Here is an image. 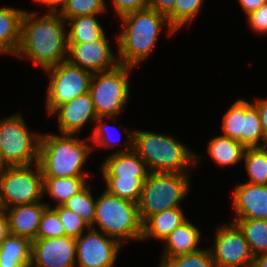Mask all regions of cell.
<instances>
[{"label":"cell","mask_w":267,"mask_h":267,"mask_svg":"<svg viewBox=\"0 0 267 267\" xmlns=\"http://www.w3.org/2000/svg\"><path fill=\"white\" fill-rule=\"evenodd\" d=\"M25 11L20 45L14 56L30 59L45 70L67 59V22L59 13Z\"/></svg>","instance_id":"6da1fadb"},{"label":"cell","mask_w":267,"mask_h":267,"mask_svg":"<svg viewBox=\"0 0 267 267\" xmlns=\"http://www.w3.org/2000/svg\"><path fill=\"white\" fill-rule=\"evenodd\" d=\"M121 33L117 36V56L121 65L136 67L147 59L155 45L162 26L168 25V35L176 31L170 26L167 17L149 7L128 13L119 18Z\"/></svg>","instance_id":"7a4b0ae2"},{"label":"cell","mask_w":267,"mask_h":267,"mask_svg":"<svg viewBox=\"0 0 267 267\" xmlns=\"http://www.w3.org/2000/svg\"><path fill=\"white\" fill-rule=\"evenodd\" d=\"M128 138L121 149L107 155L101 165L102 176L109 193L138 203L143 183L150 171L143 159L133 150L134 131L123 128ZM124 144V145H123Z\"/></svg>","instance_id":"3957f363"},{"label":"cell","mask_w":267,"mask_h":267,"mask_svg":"<svg viewBox=\"0 0 267 267\" xmlns=\"http://www.w3.org/2000/svg\"><path fill=\"white\" fill-rule=\"evenodd\" d=\"M171 135L134 130L133 150L150 172L189 173L202 156L191 151Z\"/></svg>","instance_id":"277c9868"},{"label":"cell","mask_w":267,"mask_h":267,"mask_svg":"<svg viewBox=\"0 0 267 267\" xmlns=\"http://www.w3.org/2000/svg\"><path fill=\"white\" fill-rule=\"evenodd\" d=\"M94 148L75 134H41L38 164L43 177L89 176L82 169Z\"/></svg>","instance_id":"5b68a950"},{"label":"cell","mask_w":267,"mask_h":267,"mask_svg":"<svg viewBox=\"0 0 267 267\" xmlns=\"http://www.w3.org/2000/svg\"><path fill=\"white\" fill-rule=\"evenodd\" d=\"M100 195L96 198L95 218L90 228L95 229L98 226V231L121 244L129 239L142 241L143 222L139 215L138 203L122 199L107 190Z\"/></svg>","instance_id":"8992f818"},{"label":"cell","mask_w":267,"mask_h":267,"mask_svg":"<svg viewBox=\"0 0 267 267\" xmlns=\"http://www.w3.org/2000/svg\"><path fill=\"white\" fill-rule=\"evenodd\" d=\"M189 176V173L150 172L138 202L142 222L157 212L180 207L190 190Z\"/></svg>","instance_id":"52a82bcc"},{"label":"cell","mask_w":267,"mask_h":267,"mask_svg":"<svg viewBox=\"0 0 267 267\" xmlns=\"http://www.w3.org/2000/svg\"><path fill=\"white\" fill-rule=\"evenodd\" d=\"M28 128L20 112L0 120L1 167L38 163L41 134Z\"/></svg>","instance_id":"ba28073f"},{"label":"cell","mask_w":267,"mask_h":267,"mask_svg":"<svg viewBox=\"0 0 267 267\" xmlns=\"http://www.w3.org/2000/svg\"><path fill=\"white\" fill-rule=\"evenodd\" d=\"M133 68L119 64L112 70L93 73L89 93L98 117L116 121L129 99L128 79Z\"/></svg>","instance_id":"9c48e42d"},{"label":"cell","mask_w":267,"mask_h":267,"mask_svg":"<svg viewBox=\"0 0 267 267\" xmlns=\"http://www.w3.org/2000/svg\"><path fill=\"white\" fill-rule=\"evenodd\" d=\"M33 167H0V208L43 202L42 171L38 163Z\"/></svg>","instance_id":"30bf717a"},{"label":"cell","mask_w":267,"mask_h":267,"mask_svg":"<svg viewBox=\"0 0 267 267\" xmlns=\"http://www.w3.org/2000/svg\"><path fill=\"white\" fill-rule=\"evenodd\" d=\"M49 76L46 93V111L50 115L58 106L89 92L93 73L73 66L67 61L45 69Z\"/></svg>","instance_id":"8fae6325"},{"label":"cell","mask_w":267,"mask_h":267,"mask_svg":"<svg viewBox=\"0 0 267 267\" xmlns=\"http://www.w3.org/2000/svg\"><path fill=\"white\" fill-rule=\"evenodd\" d=\"M209 248L215 267H251L254 255L235 222L218 227Z\"/></svg>","instance_id":"7c38bea8"},{"label":"cell","mask_w":267,"mask_h":267,"mask_svg":"<svg viewBox=\"0 0 267 267\" xmlns=\"http://www.w3.org/2000/svg\"><path fill=\"white\" fill-rule=\"evenodd\" d=\"M122 246L97 227L89 228L76 238V267H114Z\"/></svg>","instance_id":"4fadbf2b"},{"label":"cell","mask_w":267,"mask_h":267,"mask_svg":"<svg viewBox=\"0 0 267 267\" xmlns=\"http://www.w3.org/2000/svg\"><path fill=\"white\" fill-rule=\"evenodd\" d=\"M107 36L87 43H68L66 61L92 73L105 72L116 68L120 63L112 51Z\"/></svg>","instance_id":"5bb4252c"},{"label":"cell","mask_w":267,"mask_h":267,"mask_svg":"<svg viewBox=\"0 0 267 267\" xmlns=\"http://www.w3.org/2000/svg\"><path fill=\"white\" fill-rule=\"evenodd\" d=\"M30 267H76V239L65 235L33 240Z\"/></svg>","instance_id":"9a60e30c"},{"label":"cell","mask_w":267,"mask_h":267,"mask_svg":"<svg viewBox=\"0 0 267 267\" xmlns=\"http://www.w3.org/2000/svg\"><path fill=\"white\" fill-rule=\"evenodd\" d=\"M56 115L60 134H78L85 124L95 123L98 116L90 93L79 95L58 106L51 114Z\"/></svg>","instance_id":"2e32d148"},{"label":"cell","mask_w":267,"mask_h":267,"mask_svg":"<svg viewBox=\"0 0 267 267\" xmlns=\"http://www.w3.org/2000/svg\"><path fill=\"white\" fill-rule=\"evenodd\" d=\"M233 191L234 219H267V185L238 183Z\"/></svg>","instance_id":"e0dca14e"},{"label":"cell","mask_w":267,"mask_h":267,"mask_svg":"<svg viewBox=\"0 0 267 267\" xmlns=\"http://www.w3.org/2000/svg\"><path fill=\"white\" fill-rule=\"evenodd\" d=\"M49 203L35 202L6 208L10 234L36 239L41 216Z\"/></svg>","instance_id":"ac0fdd59"},{"label":"cell","mask_w":267,"mask_h":267,"mask_svg":"<svg viewBox=\"0 0 267 267\" xmlns=\"http://www.w3.org/2000/svg\"><path fill=\"white\" fill-rule=\"evenodd\" d=\"M200 240L199 228L187 219L162 241L164 252L160 258H171L197 252L202 249L199 248Z\"/></svg>","instance_id":"d6986e66"},{"label":"cell","mask_w":267,"mask_h":267,"mask_svg":"<svg viewBox=\"0 0 267 267\" xmlns=\"http://www.w3.org/2000/svg\"><path fill=\"white\" fill-rule=\"evenodd\" d=\"M26 10L0 7V53L15 55L21 40V22Z\"/></svg>","instance_id":"ffe728a7"},{"label":"cell","mask_w":267,"mask_h":267,"mask_svg":"<svg viewBox=\"0 0 267 267\" xmlns=\"http://www.w3.org/2000/svg\"><path fill=\"white\" fill-rule=\"evenodd\" d=\"M181 207L166 209L149 216L143 222L142 240L150 237L163 241L175 228L187 220Z\"/></svg>","instance_id":"44dd1931"},{"label":"cell","mask_w":267,"mask_h":267,"mask_svg":"<svg viewBox=\"0 0 267 267\" xmlns=\"http://www.w3.org/2000/svg\"><path fill=\"white\" fill-rule=\"evenodd\" d=\"M32 241L9 234L0 244V267H30Z\"/></svg>","instance_id":"7402d4cb"},{"label":"cell","mask_w":267,"mask_h":267,"mask_svg":"<svg viewBox=\"0 0 267 267\" xmlns=\"http://www.w3.org/2000/svg\"><path fill=\"white\" fill-rule=\"evenodd\" d=\"M98 15H85L64 19L68 22L67 43H87L100 40L105 31L98 21Z\"/></svg>","instance_id":"603a6c76"},{"label":"cell","mask_w":267,"mask_h":267,"mask_svg":"<svg viewBox=\"0 0 267 267\" xmlns=\"http://www.w3.org/2000/svg\"><path fill=\"white\" fill-rule=\"evenodd\" d=\"M207 145L210 157L218 166L222 167L234 166L239 163L246 150L238 141L223 135L213 137Z\"/></svg>","instance_id":"cb8c5ba5"},{"label":"cell","mask_w":267,"mask_h":267,"mask_svg":"<svg viewBox=\"0 0 267 267\" xmlns=\"http://www.w3.org/2000/svg\"><path fill=\"white\" fill-rule=\"evenodd\" d=\"M87 178L90 177H43V196L47 193L57 202L54 206L62 205L87 185Z\"/></svg>","instance_id":"d4e9b609"},{"label":"cell","mask_w":267,"mask_h":267,"mask_svg":"<svg viewBox=\"0 0 267 267\" xmlns=\"http://www.w3.org/2000/svg\"><path fill=\"white\" fill-rule=\"evenodd\" d=\"M232 222L243 232L254 257L267 253V219H234Z\"/></svg>","instance_id":"484cf974"},{"label":"cell","mask_w":267,"mask_h":267,"mask_svg":"<svg viewBox=\"0 0 267 267\" xmlns=\"http://www.w3.org/2000/svg\"><path fill=\"white\" fill-rule=\"evenodd\" d=\"M243 161L248 183L267 185V147L246 148Z\"/></svg>","instance_id":"4316f807"},{"label":"cell","mask_w":267,"mask_h":267,"mask_svg":"<svg viewBox=\"0 0 267 267\" xmlns=\"http://www.w3.org/2000/svg\"><path fill=\"white\" fill-rule=\"evenodd\" d=\"M245 118V99L236 100L222 117V134L243 145V125Z\"/></svg>","instance_id":"83f0119b"},{"label":"cell","mask_w":267,"mask_h":267,"mask_svg":"<svg viewBox=\"0 0 267 267\" xmlns=\"http://www.w3.org/2000/svg\"><path fill=\"white\" fill-rule=\"evenodd\" d=\"M263 130L257 107L245 100L243 125V146L245 148L263 147Z\"/></svg>","instance_id":"f1b7e54d"},{"label":"cell","mask_w":267,"mask_h":267,"mask_svg":"<svg viewBox=\"0 0 267 267\" xmlns=\"http://www.w3.org/2000/svg\"><path fill=\"white\" fill-rule=\"evenodd\" d=\"M92 186L86 185L82 190L72 195L63 207L78 214L91 227L95 218L96 200L92 195Z\"/></svg>","instance_id":"f546056e"},{"label":"cell","mask_w":267,"mask_h":267,"mask_svg":"<svg viewBox=\"0 0 267 267\" xmlns=\"http://www.w3.org/2000/svg\"><path fill=\"white\" fill-rule=\"evenodd\" d=\"M203 0H176L172 12L167 16L170 26L178 31L199 15Z\"/></svg>","instance_id":"4dcf8cb0"},{"label":"cell","mask_w":267,"mask_h":267,"mask_svg":"<svg viewBox=\"0 0 267 267\" xmlns=\"http://www.w3.org/2000/svg\"><path fill=\"white\" fill-rule=\"evenodd\" d=\"M160 260L159 267H215L209 248Z\"/></svg>","instance_id":"1f68e13d"},{"label":"cell","mask_w":267,"mask_h":267,"mask_svg":"<svg viewBox=\"0 0 267 267\" xmlns=\"http://www.w3.org/2000/svg\"><path fill=\"white\" fill-rule=\"evenodd\" d=\"M105 0H69L64 9L59 13L64 19L85 15H101L107 12Z\"/></svg>","instance_id":"d6a6232c"},{"label":"cell","mask_w":267,"mask_h":267,"mask_svg":"<svg viewBox=\"0 0 267 267\" xmlns=\"http://www.w3.org/2000/svg\"><path fill=\"white\" fill-rule=\"evenodd\" d=\"M65 236L63 225L57 212L51 207H47L40 220L36 239H49Z\"/></svg>","instance_id":"836d02e7"},{"label":"cell","mask_w":267,"mask_h":267,"mask_svg":"<svg viewBox=\"0 0 267 267\" xmlns=\"http://www.w3.org/2000/svg\"><path fill=\"white\" fill-rule=\"evenodd\" d=\"M52 208L57 212L66 236L76 239L82 235L84 231H87L86 229L90 228L82 217L62 205L54 206Z\"/></svg>","instance_id":"e575fe53"},{"label":"cell","mask_w":267,"mask_h":267,"mask_svg":"<svg viewBox=\"0 0 267 267\" xmlns=\"http://www.w3.org/2000/svg\"><path fill=\"white\" fill-rule=\"evenodd\" d=\"M104 119H109V117H98L96 122V126L91 134V136H88V138H86V140H91V142L94 144H96L97 146L100 147H105V148H111V147H115L116 145H121L120 143H118L119 141L116 140L115 138H112V136H110L109 132V125L106 124L105 122L103 123ZM108 128V129H107ZM111 132V131H110ZM112 134V133H111ZM111 138V139H110ZM114 141V142H113ZM118 141V142H117Z\"/></svg>","instance_id":"d590c367"},{"label":"cell","mask_w":267,"mask_h":267,"mask_svg":"<svg viewBox=\"0 0 267 267\" xmlns=\"http://www.w3.org/2000/svg\"><path fill=\"white\" fill-rule=\"evenodd\" d=\"M249 27L257 34H267V2L247 15Z\"/></svg>","instance_id":"8d00e7d4"},{"label":"cell","mask_w":267,"mask_h":267,"mask_svg":"<svg viewBox=\"0 0 267 267\" xmlns=\"http://www.w3.org/2000/svg\"><path fill=\"white\" fill-rule=\"evenodd\" d=\"M149 0H112L115 16L122 17L128 13L142 10L148 7Z\"/></svg>","instance_id":"74e56055"},{"label":"cell","mask_w":267,"mask_h":267,"mask_svg":"<svg viewBox=\"0 0 267 267\" xmlns=\"http://www.w3.org/2000/svg\"><path fill=\"white\" fill-rule=\"evenodd\" d=\"M253 104L257 107L260 114L263 130V147H267V99H257L253 102Z\"/></svg>","instance_id":"f35d334b"},{"label":"cell","mask_w":267,"mask_h":267,"mask_svg":"<svg viewBox=\"0 0 267 267\" xmlns=\"http://www.w3.org/2000/svg\"><path fill=\"white\" fill-rule=\"evenodd\" d=\"M176 0H149L148 7L164 16H168L175 5Z\"/></svg>","instance_id":"ab89813d"},{"label":"cell","mask_w":267,"mask_h":267,"mask_svg":"<svg viewBox=\"0 0 267 267\" xmlns=\"http://www.w3.org/2000/svg\"><path fill=\"white\" fill-rule=\"evenodd\" d=\"M34 1L42 3V5H44L45 8H49V10H47V13H60L67 5L69 0H34Z\"/></svg>","instance_id":"60d3db41"},{"label":"cell","mask_w":267,"mask_h":267,"mask_svg":"<svg viewBox=\"0 0 267 267\" xmlns=\"http://www.w3.org/2000/svg\"><path fill=\"white\" fill-rule=\"evenodd\" d=\"M238 2L245 14L249 15L264 5L267 0H238Z\"/></svg>","instance_id":"b9f144b4"},{"label":"cell","mask_w":267,"mask_h":267,"mask_svg":"<svg viewBox=\"0 0 267 267\" xmlns=\"http://www.w3.org/2000/svg\"><path fill=\"white\" fill-rule=\"evenodd\" d=\"M10 234L8 215L5 209L0 208V244L5 240Z\"/></svg>","instance_id":"7bdbcfd3"},{"label":"cell","mask_w":267,"mask_h":267,"mask_svg":"<svg viewBox=\"0 0 267 267\" xmlns=\"http://www.w3.org/2000/svg\"><path fill=\"white\" fill-rule=\"evenodd\" d=\"M251 267H267V253L255 256Z\"/></svg>","instance_id":"ee69618b"},{"label":"cell","mask_w":267,"mask_h":267,"mask_svg":"<svg viewBox=\"0 0 267 267\" xmlns=\"http://www.w3.org/2000/svg\"><path fill=\"white\" fill-rule=\"evenodd\" d=\"M1 145H2V139H1V136H0V167H1Z\"/></svg>","instance_id":"f6af8a7d"}]
</instances>
